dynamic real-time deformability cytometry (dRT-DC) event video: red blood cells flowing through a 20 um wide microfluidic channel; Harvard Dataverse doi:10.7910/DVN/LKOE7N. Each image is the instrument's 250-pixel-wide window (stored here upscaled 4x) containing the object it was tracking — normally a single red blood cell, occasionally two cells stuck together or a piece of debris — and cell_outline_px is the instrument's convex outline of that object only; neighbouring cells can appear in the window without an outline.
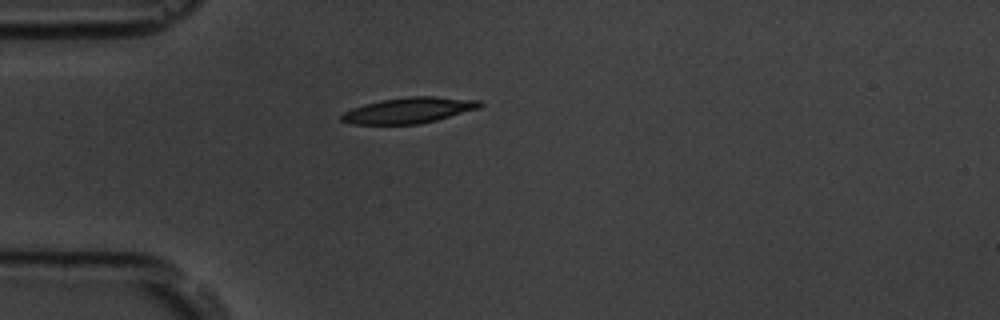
{"species": "common noctule bat (a hibernating species)", "species_latin": "Nyctalus noctula", "temperature_condition": "room temperature", "stored_images_in_passage": 6, "camera_frame_rate_fps": 3000, "um_per_image_px": 0.085, "animal": {"sex": "male", "body_mass_g": 19.5, "forearm_length_mm": 54.6}, "frame": {"image": 1, "passage_image": 6, "time_ms": 5.667, "image_size_px": [1000, 320], "cell_outline_px": [[484, 104], [480, 108], [436, 120], [420, 124], [352, 124], [340, 120], [340, 116], [344, 112], [352, 108], [364, 104], [384, 100], [408, 96], [432, 96], [480, 100]], "centroid_in_image_um": [34.77, 9.37], "position_along_channel_um": 50.2, "area_um2": 20.75}}